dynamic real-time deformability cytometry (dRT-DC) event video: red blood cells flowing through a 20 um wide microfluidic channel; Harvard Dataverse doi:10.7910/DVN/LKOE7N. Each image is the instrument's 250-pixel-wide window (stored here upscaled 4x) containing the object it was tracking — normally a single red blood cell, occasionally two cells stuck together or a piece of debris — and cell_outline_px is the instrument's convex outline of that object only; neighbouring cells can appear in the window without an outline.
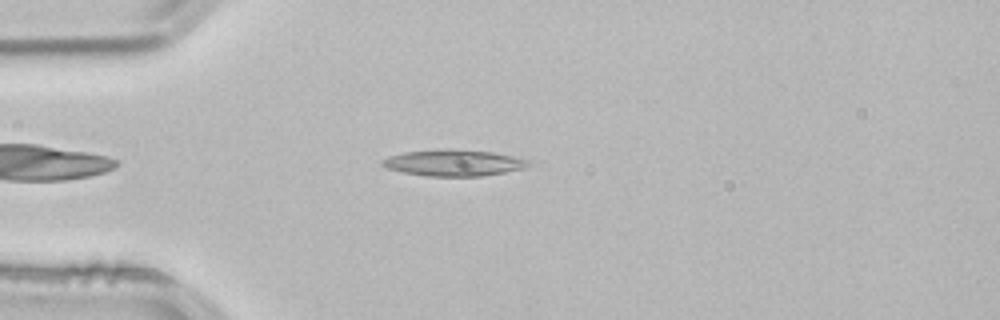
{"species": "common noctule bat (a hibernating species)", "species_latin": "Nyctalus noctula", "temperature_condition": "room temperature", "stored_images_in_passage": 45, "camera_frame_rate_fps": 3000, "um_per_image_px": 0.085, "animal": {"sex": "male", "body_mass_g": 21.5, "forearm_length_mm": 52.0}, "frame": {"image": 1, "passage_image": 6, "time_ms": 1.667, "image_size_px": [1000, 320], "cell_outline_px": [[532, 164], [524, 168], [504, 172], [480, 176], [428, 176], [404, 172], [388, 168], [380, 164], [380, 160], [388, 156], [404, 152], [492, 152], [532, 160]], "centroid_in_image_um": [38.6, 13.89], "position_along_channel_um": 46.4, "area_um2": 21.21}}
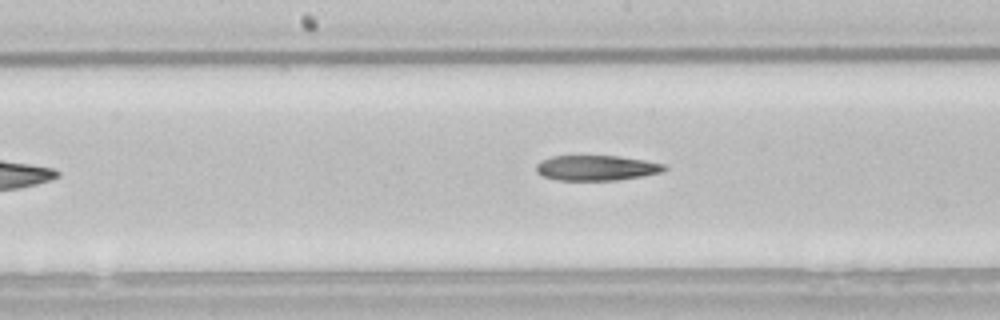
{"frame": {"image": 2, "passage_image": 19, "time_ms": 6.0, "image_size_px": [1000, 320], "cell_outline_px": [[668, 168], [660, 172], [644, 176], [616, 180], [556, 180], [544, 176], [536, 172], [536, 164], [540, 160], [552, 156], [620, 156], [644, 160], [664, 164]], "centroid_in_image_um": [50.68, 14.27], "position_along_channel_um": 197.5, "area_um2": 18.84}}
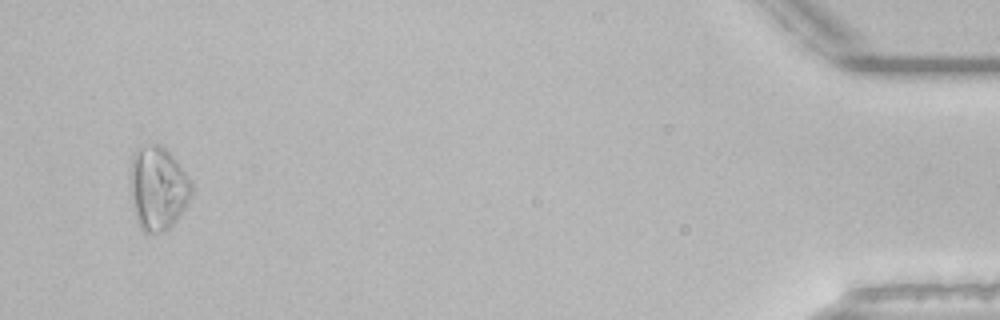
{"frame": {"image": 3, "passage_image": 43, "time_ms": 14.0, "image_size_px": [1000, 320], "cell_outline_px": [[192, 196], [176, 220], [168, 228], [160, 232], [144, 232], [140, 228], [136, 220], [132, 208], [132, 160], [136, 148], [140, 144], [160, 144], [176, 160], [192, 180]], "centroid_in_image_um": [13.44, 15.98], "position_along_channel_um": 421.8, "area_um2": 29.71}}